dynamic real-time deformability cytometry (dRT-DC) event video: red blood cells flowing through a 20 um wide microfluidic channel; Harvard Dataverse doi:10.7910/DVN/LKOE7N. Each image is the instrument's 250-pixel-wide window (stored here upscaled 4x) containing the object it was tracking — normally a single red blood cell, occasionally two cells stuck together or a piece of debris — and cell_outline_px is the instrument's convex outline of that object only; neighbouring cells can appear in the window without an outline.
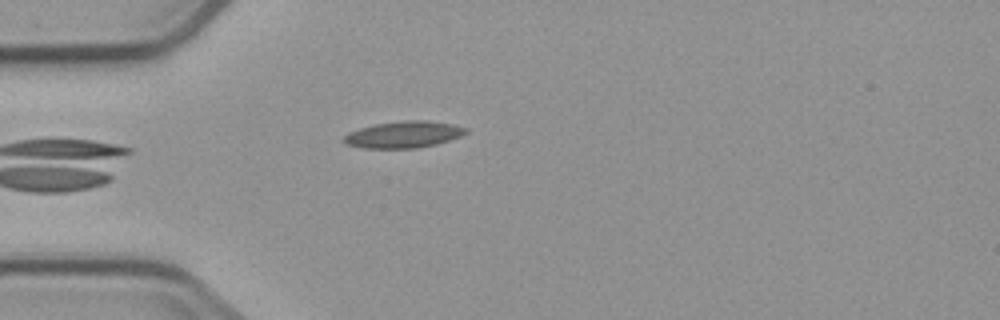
{"species": "common noctule bat (a hibernating species)", "species_latin": "Nyctalus noctula", "temperature_condition": "cold", "stored_images_in_passage": 5, "camera_frame_rate_fps": 3000, "um_per_image_px": 0.085, "animal": {"sex": "male", "body_mass_g": 23.1, "forearm_length_mm": 52.7}, "frame": {"image": 1, "passage_image": 4, "time_ms": 3.667, "image_size_px": [1000, 320], "cell_outline_px": [[468, 132], [460, 136], [436, 144], [412, 148], [364, 148], [348, 144], [344, 140], [344, 136], [348, 132], [360, 128], [376, 124], [404, 120], [428, 120], [452, 124], [468, 128]], "centroid_in_image_um": [34.33, 11.42], "position_along_channel_um": 50.7, "area_um2": 18.73}}